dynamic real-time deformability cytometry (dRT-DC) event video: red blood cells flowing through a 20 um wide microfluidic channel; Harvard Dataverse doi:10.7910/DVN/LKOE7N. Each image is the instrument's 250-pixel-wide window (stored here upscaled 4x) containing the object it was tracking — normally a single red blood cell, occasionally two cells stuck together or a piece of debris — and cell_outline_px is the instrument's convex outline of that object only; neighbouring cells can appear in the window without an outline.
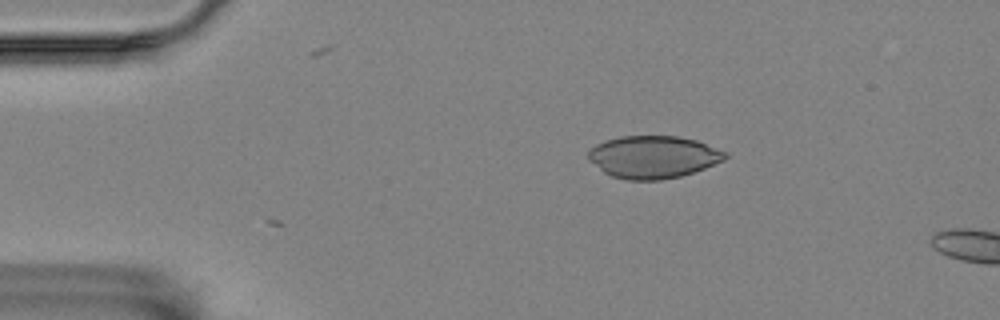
{"species": "Egyptian fruit bat (a non-hibernating species)", "species_latin": "Rousettus aegyptiacus", "temperature_condition": "room temperature", "stored_images_in_passage": 3, "camera_frame_rate_fps": 3000, "um_per_image_px": 0.085, "animal": {"sex": "female"}, "frame": {"image": 1, "passage_image": 3, "time_ms": 0.667, "image_size_px": [1000, 320], "cell_outline_px": [[728, 156], [724, 160], [704, 168], [680, 176], [660, 180], [628, 180], [612, 176], [604, 172], [588, 160], [588, 152], [596, 144], [620, 136], [676, 136], [696, 140], [728, 152]], "centroid_in_image_um": [55.53, 13.34], "position_along_channel_um": 29.5, "area_um2": 33.7}}